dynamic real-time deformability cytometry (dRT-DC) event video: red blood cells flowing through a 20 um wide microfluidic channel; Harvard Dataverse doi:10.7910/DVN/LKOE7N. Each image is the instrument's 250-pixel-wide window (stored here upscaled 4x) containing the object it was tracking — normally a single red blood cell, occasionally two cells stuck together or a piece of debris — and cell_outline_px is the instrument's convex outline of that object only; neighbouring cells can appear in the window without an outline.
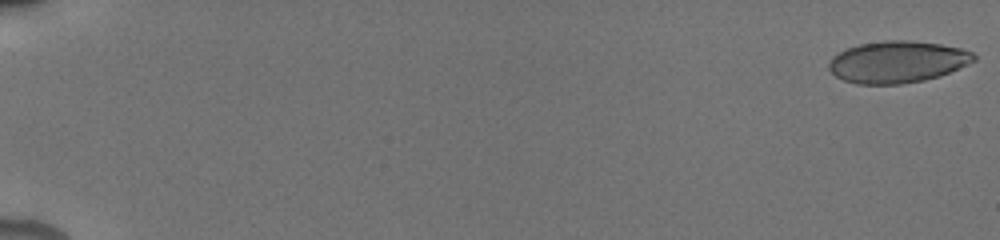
{"species": "human", "species_latin": "Homo sapiens", "temperature_condition": "cold", "stored_images_in_passage": 57, "camera_frame_rate_fps": 3000, "um_per_image_px": 0.085, "donor": {"sex": "male"}, "frame": {"image": 1, "passage_image": 1, "time_ms": 0.0, "image_size_px": [1000, 240], "cell_outline_px": [[976, 60], [968, 64], [940, 76], [924, 80], [900, 84], [856, 84], [844, 80], [836, 76], [828, 68], [828, 64], [832, 56], [848, 48], [860, 44], [884, 40], [908, 40], [940, 44], [960, 48], [972, 52], [976, 56]], "centroid_in_image_um": [76.28, 5.26], "position_along_channel_um": 8.7, "area_um2": 35.26}}
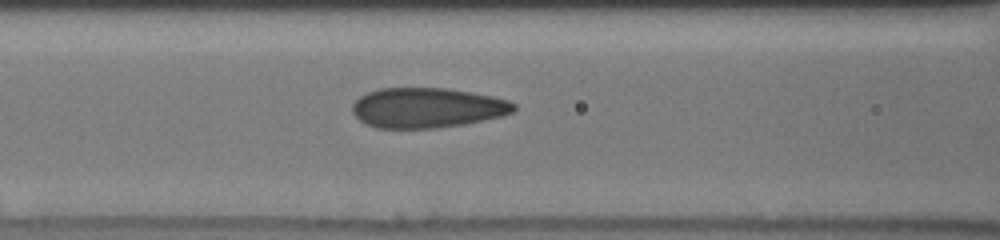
{"frame": {"image": 2, "passage_image": 31, "time_ms": 8.333, "image_size_px": [1000, 240], "cell_outline_px": [[516, 108], [512, 112], [504, 116], [464, 124], [436, 128], [376, 128], [360, 120], [352, 112], [352, 104], [360, 96], [368, 92], [380, 88], [448, 88], [472, 92], [492, 96], [508, 100], [516, 104]], "centroid_in_image_um": [36.33, 9.16], "position_along_channel_um": 130.3, "area_um2": 37.8}}
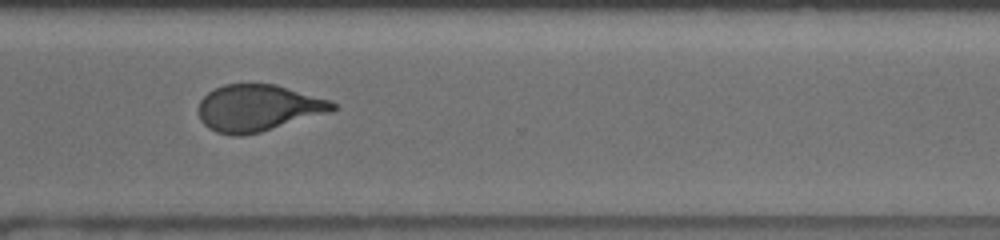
{"frame": {"image": 3, "passage_image": 48, "time_ms": 14.0, "image_size_px": [1000, 240], "cell_outline_px": [[336, 108], [332, 112], [260, 132], [240, 136], [232, 136], [216, 132], [208, 128], [200, 120], [200, 100], [208, 92], [224, 84], [276, 84], [332, 100], [336, 104]], "centroid_in_image_um": [21.97, 9.18], "position_along_channel_um": 348.6, "area_um2": 36.59}, "authors_computed_cell_mechanics": {"area_um2": 36.5874, "velocity_mm_per_s": 3.8527, "shape_relaxation_time_tau1_ms": 4.3908, "shape_relaxation_time_tau2_ms": 0.9039, "deformation_change_tau1": 0.1395, "deformation_change_tau2": 0.0579}}